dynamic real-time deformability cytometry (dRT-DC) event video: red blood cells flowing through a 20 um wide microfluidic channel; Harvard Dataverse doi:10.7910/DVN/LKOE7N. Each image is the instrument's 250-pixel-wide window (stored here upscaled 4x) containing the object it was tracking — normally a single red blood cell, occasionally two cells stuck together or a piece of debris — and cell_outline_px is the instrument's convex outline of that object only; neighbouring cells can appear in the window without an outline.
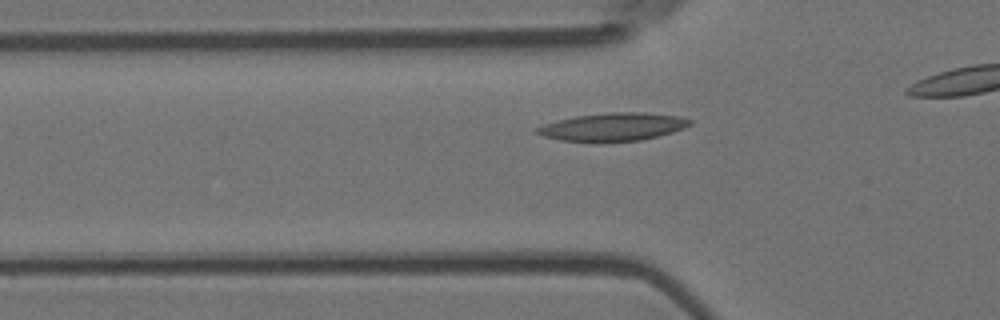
{"species": "Egyptian fruit bat (a non-hibernating species)", "species_latin": "Rousettus aegyptiacus", "temperature_condition": "room temperature", "stored_images_in_passage": 29, "camera_frame_rate_fps": 3000, "um_per_image_px": 0.085, "animal": {"sex": "female"}, "frame": {"image": 1, "passage_image": 2, "time_ms": 0.333, "image_size_px": [1000, 320], "cell_outline_px": [[692, 124], [684, 128], [672, 132], [640, 140], [596, 144], [560, 140], [544, 136], [536, 132], [536, 128], [544, 124], [556, 120], [576, 116], [612, 112], [644, 112], [680, 116], [692, 120]], "centroid_in_image_um": [52.09, 10.81], "position_along_channel_um": 73.7, "area_um2": 25.43}}
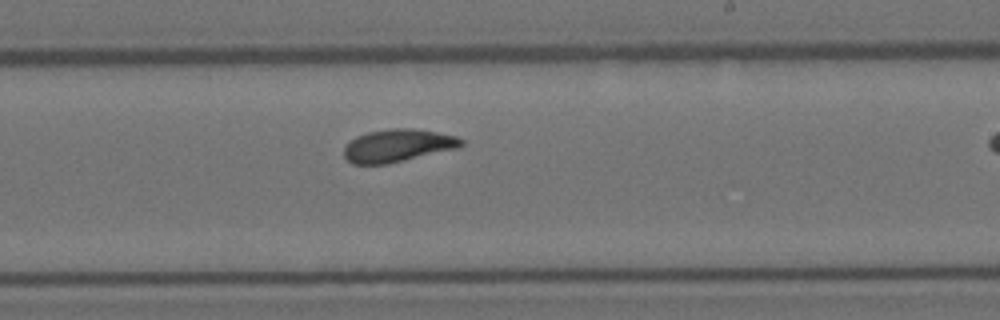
{"frame": {"image": 2, "passage_image": 17, "time_ms": 5.333, "image_size_px": [1000, 320], "cell_outline_px": [[464, 144], [460, 148], [388, 164], [352, 164], [344, 156], [344, 148], [356, 136], [368, 132], [388, 128], [412, 128], [436, 132], [456, 136], [464, 140]], "centroid_in_image_um": [33.84, 12.37], "position_along_channel_um": 255.2, "area_um2": 22.48}}
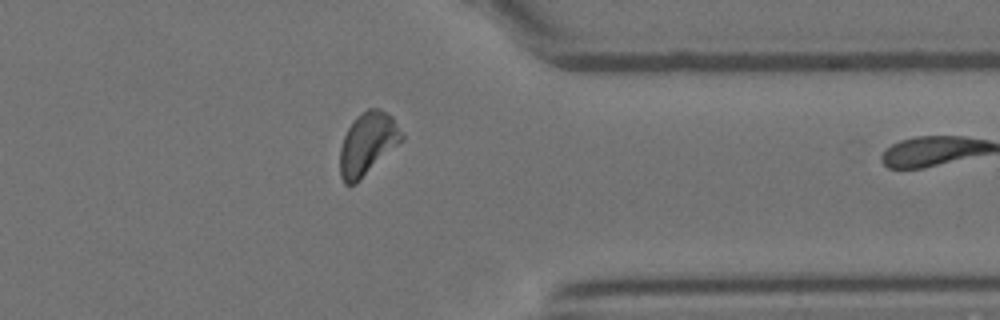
{"frame": {"image": 3, "passage_image": 28, "time_ms": 9.0, "image_size_px": [1000, 320], "cell_outline_px": [[404, 140], [356, 184], [344, 184], [340, 176], [340, 148], [344, 136], [348, 128], [356, 116], [368, 108], [380, 108], [392, 116], [404, 136]], "centroid_in_image_um": [31.25, 12.22], "position_along_channel_um": 380.1, "area_um2": 22.66}}